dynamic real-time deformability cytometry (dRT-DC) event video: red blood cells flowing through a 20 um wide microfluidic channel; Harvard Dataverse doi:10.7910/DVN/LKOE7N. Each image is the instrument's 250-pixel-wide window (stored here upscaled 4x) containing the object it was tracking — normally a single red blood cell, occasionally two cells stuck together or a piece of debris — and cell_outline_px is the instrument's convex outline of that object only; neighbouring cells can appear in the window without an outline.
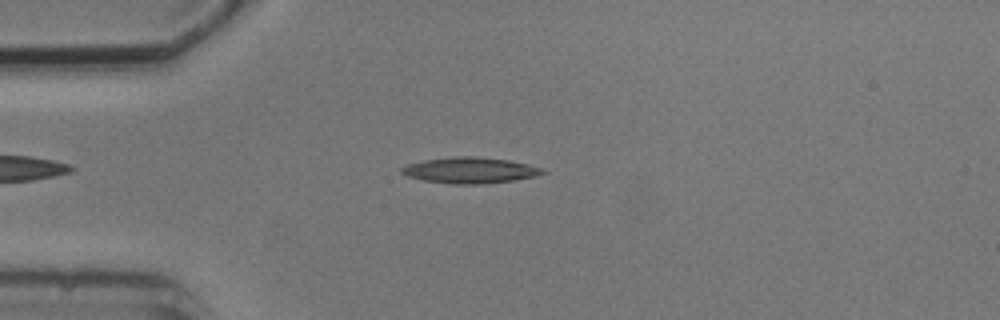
{"species": "common noctule bat (a hibernating species)", "species_latin": "Nyctalus noctula", "temperature_condition": "cold", "stored_images_in_passage": 2, "camera_frame_rate_fps": 3000, "um_per_image_px": 0.085, "animal": {"sex": "male", "body_mass_g": 20.5, "forearm_length_mm": 52.5}, "frame": {"image": 1, "passage_image": 2, "time_ms": 1.0, "image_size_px": [1000, 320], "cell_outline_px": [[548, 172], [536, 176], [512, 180], [480, 184], [452, 184], [424, 180], [408, 176], [400, 172], [400, 168], [408, 164], [424, 160], [452, 156], [476, 156], [508, 160], [528, 164], [540, 168]], "centroid_in_image_um": [39.94, 14.46], "position_along_channel_um": 45.1, "area_um2": 21.21}}